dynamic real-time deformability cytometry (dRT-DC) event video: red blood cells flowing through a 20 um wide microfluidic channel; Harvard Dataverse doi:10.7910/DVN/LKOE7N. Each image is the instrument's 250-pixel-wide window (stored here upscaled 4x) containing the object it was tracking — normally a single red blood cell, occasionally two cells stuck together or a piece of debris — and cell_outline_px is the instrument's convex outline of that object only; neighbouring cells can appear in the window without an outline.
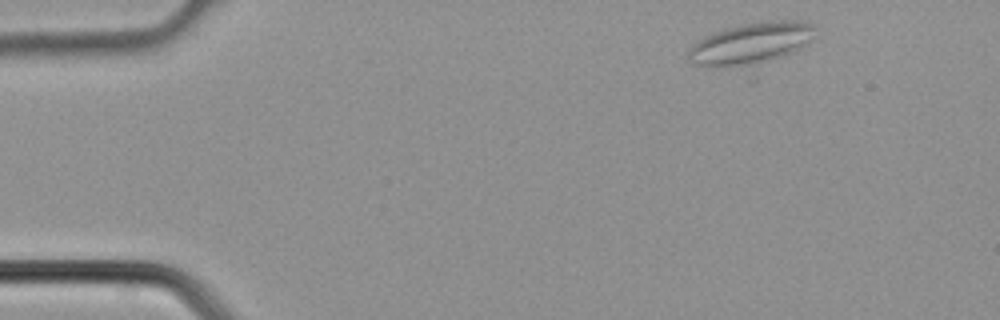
{"species": "common noctule bat (a hibernating species)", "species_latin": "Nyctalus noctula", "temperature_condition": "cold", "stored_images_in_passage": 3, "camera_frame_rate_fps": 3000, "um_per_image_px": 0.085, "animal": {"sex": "male", "body_mass_g": 21.5, "forearm_length_mm": 52.0}, "frame": {"image": 1, "passage_image": 1, "time_ms": 0.0, "image_size_px": [1000, 320], "cell_outline_px": [[816, 24], [808, 44], [752, 84], [748, 84], [692, 64], [688, 60], [688, 48], [692, 44], [704, 36], [728, 28], [744, 24], [772, 20], [804, 20]], "centroid_in_image_um": [63.81, 4.1], "position_along_channel_um": 21.2, "area_um2": 37.69}}